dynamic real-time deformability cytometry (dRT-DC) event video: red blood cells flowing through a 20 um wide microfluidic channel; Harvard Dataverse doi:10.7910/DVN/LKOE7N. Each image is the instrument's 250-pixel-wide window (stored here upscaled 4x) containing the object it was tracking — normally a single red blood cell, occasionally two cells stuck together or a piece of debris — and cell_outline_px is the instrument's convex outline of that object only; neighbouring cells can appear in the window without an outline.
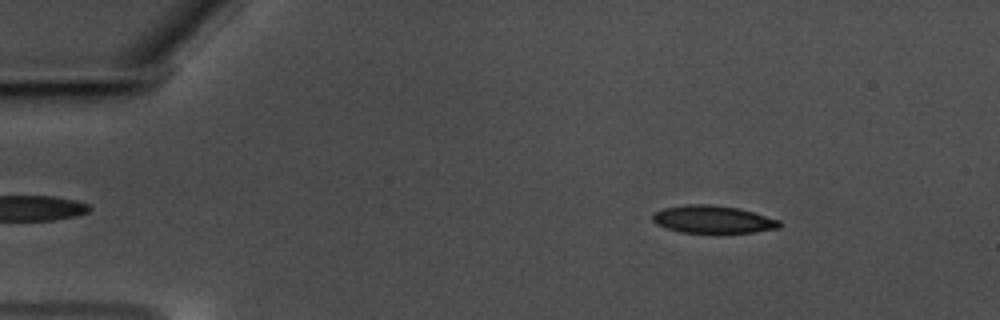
{"species": "common noctule bat (a hibernating species)", "species_latin": "Nyctalus noctula", "temperature_condition": "warm", "stored_images_in_passage": 56, "camera_frame_rate_fps": 3000, "um_per_image_px": 0.085, "animal": {"sex": "male", "body_mass_g": 17.5, "forearm_length_mm": 52.3}, "frame": {"image": 1, "passage_image": 7, "time_ms": 2.0, "image_size_px": [1000, 320], "cell_outline_px": [[780, 228], [752, 232], [680, 232], [656, 224], [652, 220], [652, 212], [664, 208], [688, 204], [708, 204], [736, 208], [752, 212], [780, 220]], "centroid_in_image_um": [60.56, 18.64], "position_along_channel_um": 24.4, "area_um2": 20.11}}
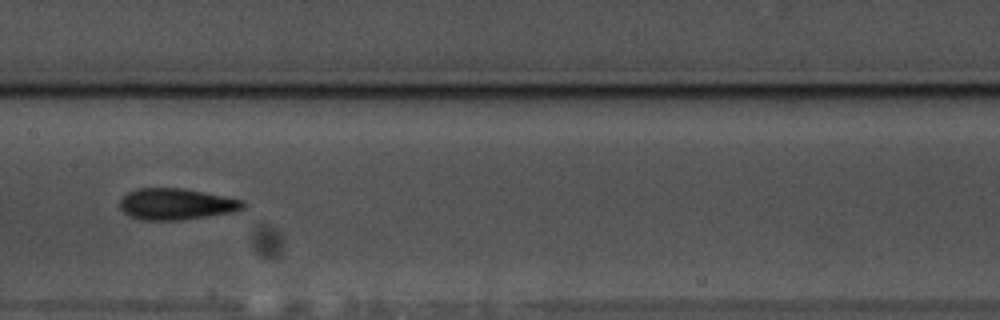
{"frame": {"image": 2, "passage_image": 28, "time_ms": 9.0, "image_size_px": [1000, 320], "cell_outline_px": [[248, 204], [244, 208], [232, 212], [180, 220], [140, 220], [128, 216], [120, 208], [120, 200], [128, 192], [136, 188], [184, 188], [244, 200]], "centroid_in_image_um": [14.98, 17.34], "position_along_channel_um": 192.4, "area_um2": 22.6}}
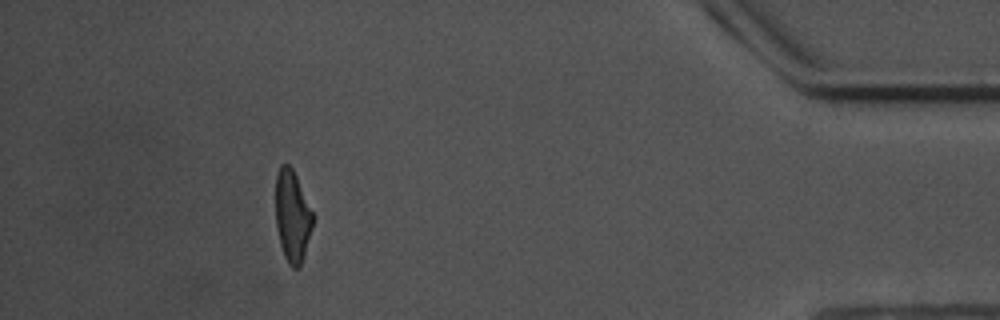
{"frame": {"image": 3, "passage_image": 51, "time_ms": 16.667, "image_size_px": [1000, 320], "cell_outline_px": [[312, 228], [300, 268], [292, 268], [288, 264], [284, 256], [280, 244], [276, 224], [276, 172], [280, 164], [288, 164], [292, 168], [296, 176], [312, 212]], "centroid_in_image_um": [24.83, 18.38], "position_along_channel_um": 410.4, "area_um2": 19.65}, "authors_computed_cell_mechanics": {"area_um2": 21.2704, "velocity_mm_per_s": 3.5441, "shape_relaxation_time_tau1_ms": 4.7496, "shape_relaxation_time_tau2_ms": 1.9652, "deformation_change_tau1": 0.1712, "deformation_change_tau2": 0.1124}}